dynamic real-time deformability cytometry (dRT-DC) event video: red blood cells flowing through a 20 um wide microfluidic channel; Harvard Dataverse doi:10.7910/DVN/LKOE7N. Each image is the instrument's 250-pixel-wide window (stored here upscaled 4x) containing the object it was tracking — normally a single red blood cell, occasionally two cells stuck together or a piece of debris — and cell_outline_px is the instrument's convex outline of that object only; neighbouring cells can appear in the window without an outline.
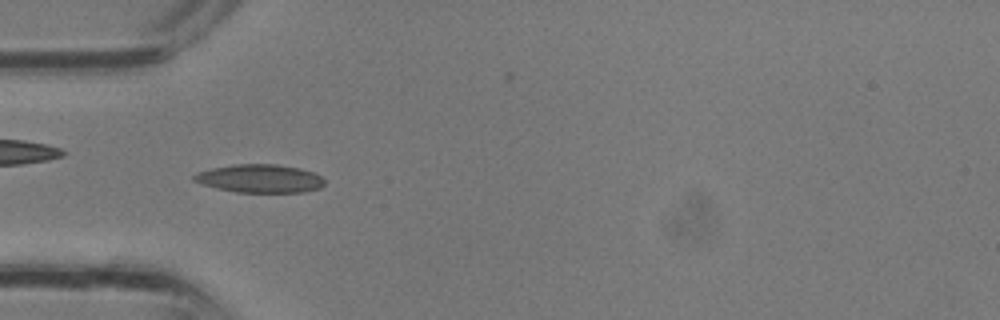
{"species": "common noctule bat (a hibernating species)", "species_latin": "Nyctalus noctula", "temperature_condition": "room temperature", "stored_images_in_passage": 31, "camera_frame_rate_fps": 3000, "um_per_image_px": 0.085, "animal": {"sex": "male", "body_mass_g": 13.3}, "frame": {"image": 1, "passage_image": 8, "time_ms": 2.333, "image_size_px": [1000, 320], "cell_outline_px": [[324, 184], [320, 188], [304, 192], [236, 192], [216, 188], [192, 180], [192, 176], [200, 172], [212, 168], [236, 164], [276, 164], [300, 168], [312, 172], [320, 176], [324, 180]], "centroid_in_image_um": [22.1, 15.18], "position_along_channel_um": 62.9, "area_um2": 21.33}}
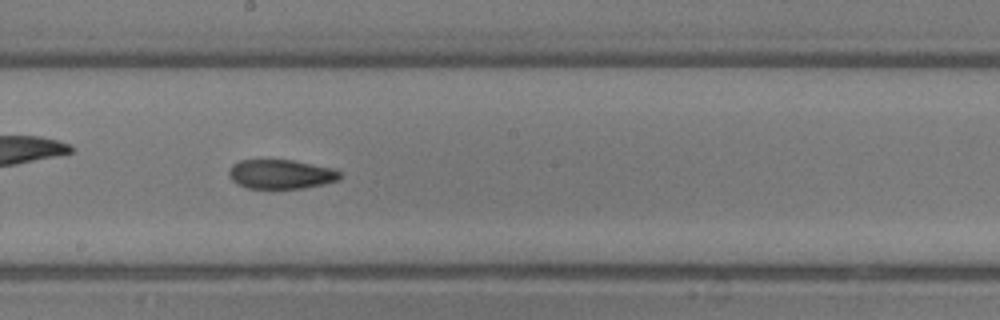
{"frame": {"image": 2, "passage_image": 16, "time_ms": 5.0, "image_size_px": [1000, 320], "cell_outline_px": [[340, 180], [324, 184], [304, 188], [248, 188], [232, 180], [228, 176], [228, 172], [232, 164], [240, 160], [292, 160], [332, 168], [340, 172]], "centroid_in_image_um": [23.88, 14.8], "position_along_channel_um": 224.3, "area_um2": 18.84}}
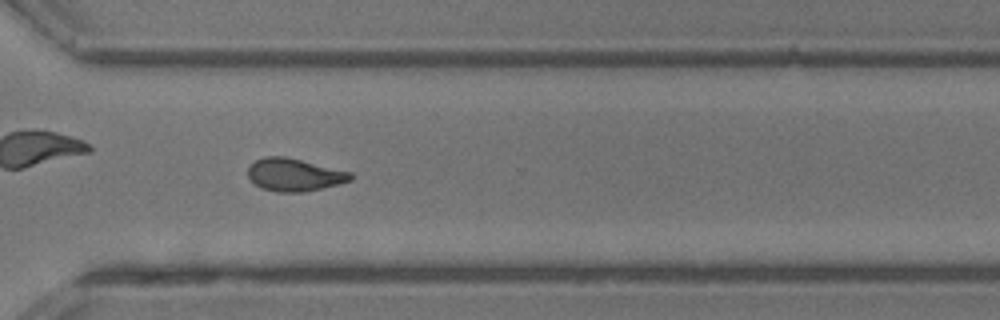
{"frame": {"image": 3, "passage_image": 22, "time_ms": 7.0, "image_size_px": [1000, 320], "cell_outline_px": [[352, 180], [340, 184], [304, 192], [276, 192], [260, 188], [248, 176], [248, 168], [256, 160], [264, 156], [284, 156], [352, 172]], "centroid_in_image_um": [25.03, 14.86], "position_along_channel_um": 345.6, "area_um2": 19.54}}